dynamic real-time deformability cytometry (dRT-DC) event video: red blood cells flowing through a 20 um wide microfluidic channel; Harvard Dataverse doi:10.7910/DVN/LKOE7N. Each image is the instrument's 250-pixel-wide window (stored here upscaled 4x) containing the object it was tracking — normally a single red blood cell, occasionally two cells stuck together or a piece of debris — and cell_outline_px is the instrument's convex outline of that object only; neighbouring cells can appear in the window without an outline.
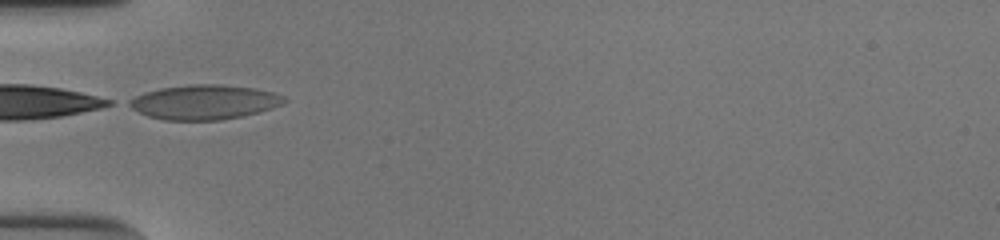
{"species": "human", "species_latin": "Homo sapiens", "temperature_condition": "cold", "stored_images_in_passage": 33, "camera_frame_rate_fps": 3000, "um_per_image_px": 0.085, "donor": {"sex": "male"}, "frame": {"image": 1, "passage_image": 1, "time_ms": 0.0, "image_size_px": [1000, 240], "cell_outline_px": [[288, 100], [272, 108], [260, 112], [220, 120], [164, 120], [148, 116], [124, 104], [128, 100], [144, 92], [160, 88], [188, 84], [220, 84], [256, 88], [272, 92], [284, 96]], "centroid_in_image_um": [17.34, 8.67], "position_along_channel_um": 67.7, "area_um2": 31.33}, "authors_computed_cell_mechanics": {"area_um2": 29.9404, "velocity_mm_per_s": 3.8291, "shape_relaxation_time_tau1_ms": 8.3487, "shape_relaxation_time_tau2_ms": null, "deformation_change_tau1": 0.2624, "deformation_change_tau2": null}}